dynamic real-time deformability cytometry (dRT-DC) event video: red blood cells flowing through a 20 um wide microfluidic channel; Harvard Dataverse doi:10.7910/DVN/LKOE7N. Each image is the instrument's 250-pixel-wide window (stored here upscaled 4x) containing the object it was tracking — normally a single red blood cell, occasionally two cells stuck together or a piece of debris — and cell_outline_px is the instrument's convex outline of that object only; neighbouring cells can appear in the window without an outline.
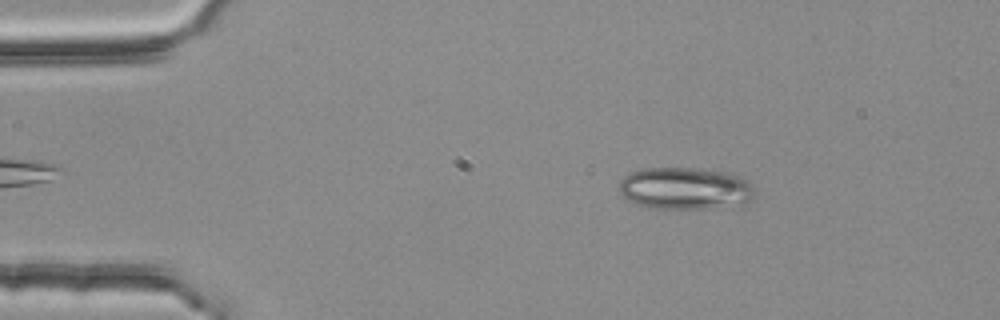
{"species": "common noctule bat (a hibernating species)", "species_latin": "Nyctalus noctula", "temperature_condition": "room temperature", "stored_images_in_passage": 3, "camera_frame_rate_fps": 3000, "um_per_image_px": 0.085, "animal": {"sex": "female", "body_mass_g": 25.1}, "frame": {"image": 1, "passage_image": 3, "time_ms": 0.667, "image_size_px": [1000, 320], "cell_outline_px": [[752, 196], [748, 200], [708, 208], [648, 208], [636, 204], [624, 196], [620, 192], [620, 180], [624, 176], [632, 172], [644, 168], [692, 168], [728, 172], [740, 176], [748, 180], [752, 184]], "centroid_in_image_um": [58.17, 15.99], "position_along_channel_um": 26.8, "area_um2": 32.6}}